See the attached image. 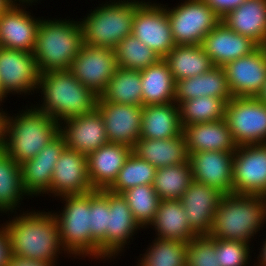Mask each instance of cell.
<instances>
[{"instance_id":"obj_1","label":"cell","mask_w":266,"mask_h":266,"mask_svg":"<svg viewBox=\"0 0 266 266\" xmlns=\"http://www.w3.org/2000/svg\"><path fill=\"white\" fill-rule=\"evenodd\" d=\"M48 209L29 206L25 212L2 219L9 233L12 256L45 262H59L61 256L71 258L62 247L56 217Z\"/></svg>"},{"instance_id":"obj_2","label":"cell","mask_w":266,"mask_h":266,"mask_svg":"<svg viewBox=\"0 0 266 266\" xmlns=\"http://www.w3.org/2000/svg\"><path fill=\"white\" fill-rule=\"evenodd\" d=\"M36 95L37 98L34 99L41 98L35 104L30 102L29 105L32 104L40 112L47 113L58 123L93 111L98 99V96L80 83L70 70L40 74Z\"/></svg>"},{"instance_id":"obj_3","label":"cell","mask_w":266,"mask_h":266,"mask_svg":"<svg viewBox=\"0 0 266 266\" xmlns=\"http://www.w3.org/2000/svg\"><path fill=\"white\" fill-rule=\"evenodd\" d=\"M265 226L266 196L225 194L220 199L208 236L254 245L253 240L258 241Z\"/></svg>"},{"instance_id":"obj_4","label":"cell","mask_w":266,"mask_h":266,"mask_svg":"<svg viewBox=\"0 0 266 266\" xmlns=\"http://www.w3.org/2000/svg\"><path fill=\"white\" fill-rule=\"evenodd\" d=\"M77 17L75 20L70 16H42L33 51L40 74L70 70L74 58L84 44L83 30Z\"/></svg>"},{"instance_id":"obj_5","label":"cell","mask_w":266,"mask_h":266,"mask_svg":"<svg viewBox=\"0 0 266 266\" xmlns=\"http://www.w3.org/2000/svg\"><path fill=\"white\" fill-rule=\"evenodd\" d=\"M7 113L4 151L21 165L60 134V123L32 104ZM17 111V113H13Z\"/></svg>"},{"instance_id":"obj_6","label":"cell","mask_w":266,"mask_h":266,"mask_svg":"<svg viewBox=\"0 0 266 266\" xmlns=\"http://www.w3.org/2000/svg\"><path fill=\"white\" fill-rule=\"evenodd\" d=\"M54 200L60 201L63 206L61 209L56 208L57 211L50 210L58 222L62 247L72 261L88 258L91 262L98 260L99 263H107L108 261L98 252V243L90 234V192L63 195Z\"/></svg>"},{"instance_id":"obj_7","label":"cell","mask_w":266,"mask_h":266,"mask_svg":"<svg viewBox=\"0 0 266 266\" xmlns=\"http://www.w3.org/2000/svg\"><path fill=\"white\" fill-rule=\"evenodd\" d=\"M143 0L97 1L82 18L85 45L115 49L117 44L132 34L135 9Z\"/></svg>"},{"instance_id":"obj_8","label":"cell","mask_w":266,"mask_h":266,"mask_svg":"<svg viewBox=\"0 0 266 266\" xmlns=\"http://www.w3.org/2000/svg\"><path fill=\"white\" fill-rule=\"evenodd\" d=\"M166 4L163 5L176 45H201L204 37L221 21L202 0H180L173 6Z\"/></svg>"},{"instance_id":"obj_9","label":"cell","mask_w":266,"mask_h":266,"mask_svg":"<svg viewBox=\"0 0 266 266\" xmlns=\"http://www.w3.org/2000/svg\"><path fill=\"white\" fill-rule=\"evenodd\" d=\"M224 120L237 145L266 144V104L257 97H232Z\"/></svg>"},{"instance_id":"obj_10","label":"cell","mask_w":266,"mask_h":266,"mask_svg":"<svg viewBox=\"0 0 266 266\" xmlns=\"http://www.w3.org/2000/svg\"><path fill=\"white\" fill-rule=\"evenodd\" d=\"M143 0L135 9L132 35L162 59L176 46L163 2Z\"/></svg>"},{"instance_id":"obj_11","label":"cell","mask_w":266,"mask_h":266,"mask_svg":"<svg viewBox=\"0 0 266 266\" xmlns=\"http://www.w3.org/2000/svg\"><path fill=\"white\" fill-rule=\"evenodd\" d=\"M40 73L31 52L0 47V79L10 98L36 96ZM21 95V96H19Z\"/></svg>"},{"instance_id":"obj_12","label":"cell","mask_w":266,"mask_h":266,"mask_svg":"<svg viewBox=\"0 0 266 266\" xmlns=\"http://www.w3.org/2000/svg\"><path fill=\"white\" fill-rule=\"evenodd\" d=\"M108 200V228L106 230V260L110 262L120 260L127 248L136 240L137 234L143 231L134 219L132 211L122 194L108 189L99 190ZM134 237V238H133ZM129 245V246H128ZM117 258V259H116Z\"/></svg>"},{"instance_id":"obj_13","label":"cell","mask_w":266,"mask_h":266,"mask_svg":"<svg viewBox=\"0 0 266 266\" xmlns=\"http://www.w3.org/2000/svg\"><path fill=\"white\" fill-rule=\"evenodd\" d=\"M232 180L233 193L266 196V144L237 146Z\"/></svg>"},{"instance_id":"obj_14","label":"cell","mask_w":266,"mask_h":266,"mask_svg":"<svg viewBox=\"0 0 266 266\" xmlns=\"http://www.w3.org/2000/svg\"><path fill=\"white\" fill-rule=\"evenodd\" d=\"M117 68L114 49L83 44L70 71L80 83L100 96Z\"/></svg>"},{"instance_id":"obj_15","label":"cell","mask_w":266,"mask_h":266,"mask_svg":"<svg viewBox=\"0 0 266 266\" xmlns=\"http://www.w3.org/2000/svg\"><path fill=\"white\" fill-rule=\"evenodd\" d=\"M33 5H38V3L11 4L0 16L1 47L33 53L37 30L42 18V16H35L33 10L29 9L33 8Z\"/></svg>"},{"instance_id":"obj_16","label":"cell","mask_w":266,"mask_h":266,"mask_svg":"<svg viewBox=\"0 0 266 266\" xmlns=\"http://www.w3.org/2000/svg\"><path fill=\"white\" fill-rule=\"evenodd\" d=\"M223 68L233 97H257L266 82V46H258Z\"/></svg>"},{"instance_id":"obj_17","label":"cell","mask_w":266,"mask_h":266,"mask_svg":"<svg viewBox=\"0 0 266 266\" xmlns=\"http://www.w3.org/2000/svg\"><path fill=\"white\" fill-rule=\"evenodd\" d=\"M96 108L104 120L108 142L133 148L140 137L143 106L110 103L98 96Z\"/></svg>"},{"instance_id":"obj_18","label":"cell","mask_w":266,"mask_h":266,"mask_svg":"<svg viewBox=\"0 0 266 266\" xmlns=\"http://www.w3.org/2000/svg\"><path fill=\"white\" fill-rule=\"evenodd\" d=\"M94 189L89 180L87 156L65 148L56 162L51 189L45 198H58L63 195L86 194ZM48 195V196H47Z\"/></svg>"},{"instance_id":"obj_19","label":"cell","mask_w":266,"mask_h":266,"mask_svg":"<svg viewBox=\"0 0 266 266\" xmlns=\"http://www.w3.org/2000/svg\"><path fill=\"white\" fill-rule=\"evenodd\" d=\"M66 148L64 137L59 134L32 159L20 165L22 184L32 200L44 197L51 189V179L56 162Z\"/></svg>"},{"instance_id":"obj_20","label":"cell","mask_w":266,"mask_h":266,"mask_svg":"<svg viewBox=\"0 0 266 266\" xmlns=\"http://www.w3.org/2000/svg\"><path fill=\"white\" fill-rule=\"evenodd\" d=\"M60 134L66 147L88 156L108 143L105 124L99 110L65 119L60 123Z\"/></svg>"},{"instance_id":"obj_21","label":"cell","mask_w":266,"mask_h":266,"mask_svg":"<svg viewBox=\"0 0 266 266\" xmlns=\"http://www.w3.org/2000/svg\"><path fill=\"white\" fill-rule=\"evenodd\" d=\"M234 152L204 151L189 153L188 162L193 180L218 189L221 193H233Z\"/></svg>"},{"instance_id":"obj_22","label":"cell","mask_w":266,"mask_h":266,"mask_svg":"<svg viewBox=\"0 0 266 266\" xmlns=\"http://www.w3.org/2000/svg\"><path fill=\"white\" fill-rule=\"evenodd\" d=\"M223 195L218 189L193 180L179 199L189 226L197 235L209 234Z\"/></svg>"},{"instance_id":"obj_23","label":"cell","mask_w":266,"mask_h":266,"mask_svg":"<svg viewBox=\"0 0 266 266\" xmlns=\"http://www.w3.org/2000/svg\"><path fill=\"white\" fill-rule=\"evenodd\" d=\"M201 46L218 67H224L258 47L253 40L236 33L221 21L204 37Z\"/></svg>"},{"instance_id":"obj_24","label":"cell","mask_w":266,"mask_h":266,"mask_svg":"<svg viewBox=\"0 0 266 266\" xmlns=\"http://www.w3.org/2000/svg\"><path fill=\"white\" fill-rule=\"evenodd\" d=\"M132 148L107 143L87 156L89 180L94 190L108 189L117 178Z\"/></svg>"},{"instance_id":"obj_25","label":"cell","mask_w":266,"mask_h":266,"mask_svg":"<svg viewBox=\"0 0 266 266\" xmlns=\"http://www.w3.org/2000/svg\"><path fill=\"white\" fill-rule=\"evenodd\" d=\"M182 133L186 139L188 153L235 152L238 146L224 118L215 122L186 125Z\"/></svg>"},{"instance_id":"obj_26","label":"cell","mask_w":266,"mask_h":266,"mask_svg":"<svg viewBox=\"0 0 266 266\" xmlns=\"http://www.w3.org/2000/svg\"><path fill=\"white\" fill-rule=\"evenodd\" d=\"M132 152L157 169L187 163L189 159L183 133L169 139L139 138L132 148Z\"/></svg>"},{"instance_id":"obj_27","label":"cell","mask_w":266,"mask_h":266,"mask_svg":"<svg viewBox=\"0 0 266 266\" xmlns=\"http://www.w3.org/2000/svg\"><path fill=\"white\" fill-rule=\"evenodd\" d=\"M200 96L221 98L227 101L233 97L223 67L214 66L201 75L176 81L175 103L179 104Z\"/></svg>"},{"instance_id":"obj_28","label":"cell","mask_w":266,"mask_h":266,"mask_svg":"<svg viewBox=\"0 0 266 266\" xmlns=\"http://www.w3.org/2000/svg\"><path fill=\"white\" fill-rule=\"evenodd\" d=\"M221 22L258 46H266V0H246Z\"/></svg>"},{"instance_id":"obj_29","label":"cell","mask_w":266,"mask_h":266,"mask_svg":"<svg viewBox=\"0 0 266 266\" xmlns=\"http://www.w3.org/2000/svg\"><path fill=\"white\" fill-rule=\"evenodd\" d=\"M152 229L157 239L190 242L197 234L190 228L180 200H161L154 220L144 230Z\"/></svg>"},{"instance_id":"obj_30","label":"cell","mask_w":266,"mask_h":266,"mask_svg":"<svg viewBox=\"0 0 266 266\" xmlns=\"http://www.w3.org/2000/svg\"><path fill=\"white\" fill-rule=\"evenodd\" d=\"M26 199L30 197L23 188L20 165L0 151V217L29 210L24 207Z\"/></svg>"},{"instance_id":"obj_31","label":"cell","mask_w":266,"mask_h":266,"mask_svg":"<svg viewBox=\"0 0 266 266\" xmlns=\"http://www.w3.org/2000/svg\"><path fill=\"white\" fill-rule=\"evenodd\" d=\"M182 131L177 103L143 106L139 138L169 139Z\"/></svg>"},{"instance_id":"obj_32","label":"cell","mask_w":266,"mask_h":266,"mask_svg":"<svg viewBox=\"0 0 266 266\" xmlns=\"http://www.w3.org/2000/svg\"><path fill=\"white\" fill-rule=\"evenodd\" d=\"M140 73L143 106L175 102L176 82L163 59L140 70Z\"/></svg>"},{"instance_id":"obj_33","label":"cell","mask_w":266,"mask_h":266,"mask_svg":"<svg viewBox=\"0 0 266 266\" xmlns=\"http://www.w3.org/2000/svg\"><path fill=\"white\" fill-rule=\"evenodd\" d=\"M163 60L175 82L201 75L215 66L201 45H176Z\"/></svg>"},{"instance_id":"obj_34","label":"cell","mask_w":266,"mask_h":266,"mask_svg":"<svg viewBox=\"0 0 266 266\" xmlns=\"http://www.w3.org/2000/svg\"><path fill=\"white\" fill-rule=\"evenodd\" d=\"M100 96L110 103L143 106L140 71L118 67Z\"/></svg>"},{"instance_id":"obj_35","label":"cell","mask_w":266,"mask_h":266,"mask_svg":"<svg viewBox=\"0 0 266 266\" xmlns=\"http://www.w3.org/2000/svg\"><path fill=\"white\" fill-rule=\"evenodd\" d=\"M147 248L135 256L134 266H186V249L188 243L179 240L154 239Z\"/></svg>"},{"instance_id":"obj_36","label":"cell","mask_w":266,"mask_h":266,"mask_svg":"<svg viewBox=\"0 0 266 266\" xmlns=\"http://www.w3.org/2000/svg\"><path fill=\"white\" fill-rule=\"evenodd\" d=\"M193 181L189 162L158 168L153 188L161 200H179Z\"/></svg>"},{"instance_id":"obj_37","label":"cell","mask_w":266,"mask_h":266,"mask_svg":"<svg viewBox=\"0 0 266 266\" xmlns=\"http://www.w3.org/2000/svg\"><path fill=\"white\" fill-rule=\"evenodd\" d=\"M227 102L226 99L200 96L179 103L182 128L186 125L215 122L223 119Z\"/></svg>"},{"instance_id":"obj_38","label":"cell","mask_w":266,"mask_h":266,"mask_svg":"<svg viewBox=\"0 0 266 266\" xmlns=\"http://www.w3.org/2000/svg\"><path fill=\"white\" fill-rule=\"evenodd\" d=\"M114 51L117 66L124 69L140 71L162 59L155 51L132 34L122 39Z\"/></svg>"},{"instance_id":"obj_39","label":"cell","mask_w":266,"mask_h":266,"mask_svg":"<svg viewBox=\"0 0 266 266\" xmlns=\"http://www.w3.org/2000/svg\"><path fill=\"white\" fill-rule=\"evenodd\" d=\"M157 168L136 154L126 159L124 166L118 172L114 183L108 188L111 192L121 194L129 188L139 185H152Z\"/></svg>"},{"instance_id":"obj_40","label":"cell","mask_w":266,"mask_h":266,"mask_svg":"<svg viewBox=\"0 0 266 266\" xmlns=\"http://www.w3.org/2000/svg\"><path fill=\"white\" fill-rule=\"evenodd\" d=\"M134 219L145 230L154 220L161 199L152 185H139L121 193Z\"/></svg>"},{"instance_id":"obj_41","label":"cell","mask_w":266,"mask_h":266,"mask_svg":"<svg viewBox=\"0 0 266 266\" xmlns=\"http://www.w3.org/2000/svg\"><path fill=\"white\" fill-rule=\"evenodd\" d=\"M90 234L98 243V252L106 259V230L108 228L109 200L99 191L90 192Z\"/></svg>"},{"instance_id":"obj_42","label":"cell","mask_w":266,"mask_h":266,"mask_svg":"<svg viewBox=\"0 0 266 266\" xmlns=\"http://www.w3.org/2000/svg\"><path fill=\"white\" fill-rule=\"evenodd\" d=\"M253 247L245 242L216 238V255L221 266H254L252 254L256 252L252 250Z\"/></svg>"},{"instance_id":"obj_43","label":"cell","mask_w":266,"mask_h":266,"mask_svg":"<svg viewBox=\"0 0 266 266\" xmlns=\"http://www.w3.org/2000/svg\"><path fill=\"white\" fill-rule=\"evenodd\" d=\"M186 266H221L216 255V238L197 235L188 242Z\"/></svg>"},{"instance_id":"obj_44","label":"cell","mask_w":266,"mask_h":266,"mask_svg":"<svg viewBox=\"0 0 266 266\" xmlns=\"http://www.w3.org/2000/svg\"><path fill=\"white\" fill-rule=\"evenodd\" d=\"M215 14L223 19L228 13L239 7L246 0H202Z\"/></svg>"},{"instance_id":"obj_45","label":"cell","mask_w":266,"mask_h":266,"mask_svg":"<svg viewBox=\"0 0 266 266\" xmlns=\"http://www.w3.org/2000/svg\"><path fill=\"white\" fill-rule=\"evenodd\" d=\"M11 241L3 223H0V266H6L11 258Z\"/></svg>"},{"instance_id":"obj_46","label":"cell","mask_w":266,"mask_h":266,"mask_svg":"<svg viewBox=\"0 0 266 266\" xmlns=\"http://www.w3.org/2000/svg\"><path fill=\"white\" fill-rule=\"evenodd\" d=\"M56 265L59 266L60 265L59 262L35 261L21 257L11 256L6 266H56Z\"/></svg>"},{"instance_id":"obj_47","label":"cell","mask_w":266,"mask_h":266,"mask_svg":"<svg viewBox=\"0 0 266 266\" xmlns=\"http://www.w3.org/2000/svg\"><path fill=\"white\" fill-rule=\"evenodd\" d=\"M266 235V231L264 233ZM265 235H262L264 236L263 239L261 238L259 242V245L260 247H258L257 249V252L258 250H260L258 253L259 254H254L253 257L256 258L254 260V266H266V236ZM260 248V249H259Z\"/></svg>"},{"instance_id":"obj_48","label":"cell","mask_w":266,"mask_h":266,"mask_svg":"<svg viewBox=\"0 0 266 266\" xmlns=\"http://www.w3.org/2000/svg\"><path fill=\"white\" fill-rule=\"evenodd\" d=\"M4 106L5 105L0 107V151L4 150L6 117H7V113L9 112L8 108H5Z\"/></svg>"},{"instance_id":"obj_49","label":"cell","mask_w":266,"mask_h":266,"mask_svg":"<svg viewBox=\"0 0 266 266\" xmlns=\"http://www.w3.org/2000/svg\"><path fill=\"white\" fill-rule=\"evenodd\" d=\"M7 97L8 95L4 92L1 79H0V107H2L3 103H6V100L7 101L9 100Z\"/></svg>"},{"instance_id":"obj_50","label":"cell","mask_w":266,"mask_h":266,"mask_svg":"<svg viewBox=\"0 0 266 266\" xmlns=\"http://www.w3.org/2000/svg\"><path fill=\"white\" fill-rule=\"evenodd\" d=\"M11 6L8 0H0V16Z\"/></svg>"},{"instance_id":"obj_51","label":"cell","mask_w":266,"mask_h":266,"mask_svg":"<svg viewBox=\"0 0 266 266\" xmlns=\"http://www.w3.org/2000/svg\"><path fill=\"white\" fill-rule=\"evenodd\" d=\"M257 98L266 104V82L263 85L262 91L259 93Z\"/></svg>"},{"instance_id":"obj_52","label":"cell","mask_w":266,"mask_h":266,"mask_svg":"<svg viewBox=\"0 0 266 266\" xmlns=\"http://www.w3.org/2000/svg\"><path fill=\"white\" fill-rule=\"evenodd\" d=\"M11 4H19V3H23V0H8Z\"/></svg>"},{"instance_id":"obj_53","label":"cell","mask_w":266,"mask_h":266,"mask_svg":"<svg viewBox=\"0 0 266 266\" xmlns=\"http://www.w3.org/2000/svg\"><path fill=\"white\" fill-rule=\"evenodd\" d=\"M24 2H33V3H40V4H42L41 3V1H43V0H23Z\"/></svg>"}]
</instances>
